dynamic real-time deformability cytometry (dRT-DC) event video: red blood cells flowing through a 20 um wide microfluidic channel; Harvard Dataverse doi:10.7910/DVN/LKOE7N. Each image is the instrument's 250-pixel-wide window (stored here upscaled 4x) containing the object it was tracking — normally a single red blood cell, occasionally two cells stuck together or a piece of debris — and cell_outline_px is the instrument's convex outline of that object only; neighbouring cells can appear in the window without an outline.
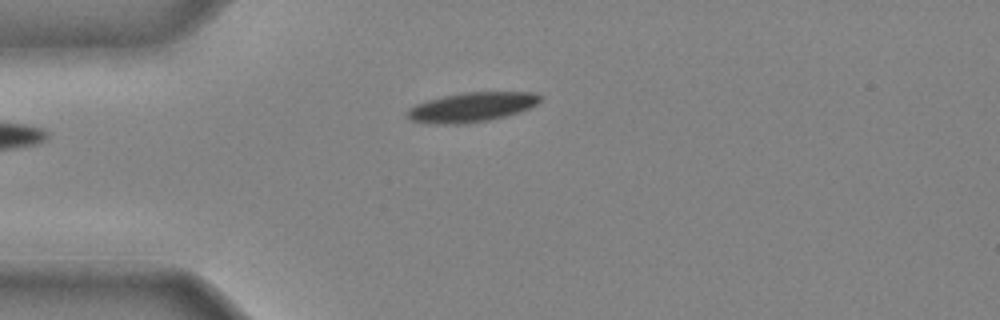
{"species": "common noctule bat (a hibernating species)", "species_latin": "Nyctalus noctula", "temperature_condition": "cold", "stored_images_in_passage": 29, "camera_frame_rate_fps": 3000, "um_per_image_px": 0.085, "animal": {"sex": "male", "body_mass_g": 20.4}, "frame": {"image": 1, "passage_image": 1, "time_ms": 0.0, "image_size_px": [1000, 320], "cell_outline_px": [[540, 100], [536, 104], [520, 112], [488, 120], [468, 124], [428, 124], [412, 120], [404, 116], [404, 112], [408, 108], [416, 104], [428, 100], [444, 96], [464, 92], [532, 92], [540, 96]], "centroid_in_image_um": [40.02, 9.12], "position_along_channel_um": 45.0, "area_um2": 22.95}}
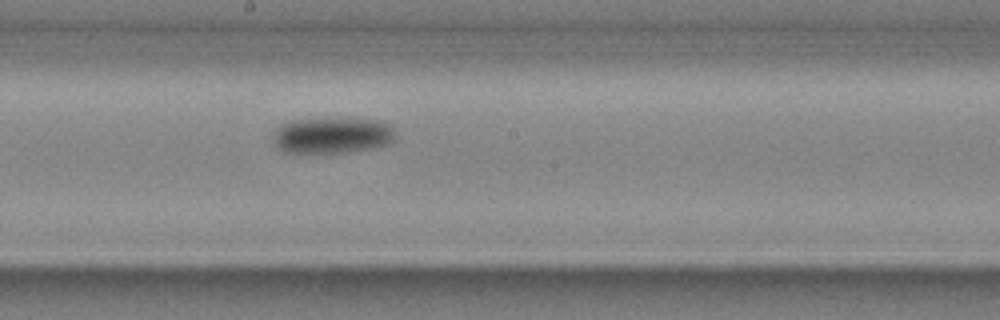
{"frame": {"image": 2, "passage_image": 14, "time_ms": 4.333, "image_size_px": [1000, 320], "cell_outline_px": [[396, 140], [392, 144], [376, 148], [348, 152], [284, 152], [276, 148], [272, 140], [276, 132], [284, 124], [296, 120], [384, 120], [392, 128], [396, 136]], "centroid_in_image_um": [28.33, 11.55], "position_along_channel_um": 219.9, "area_um2": 25.26}}
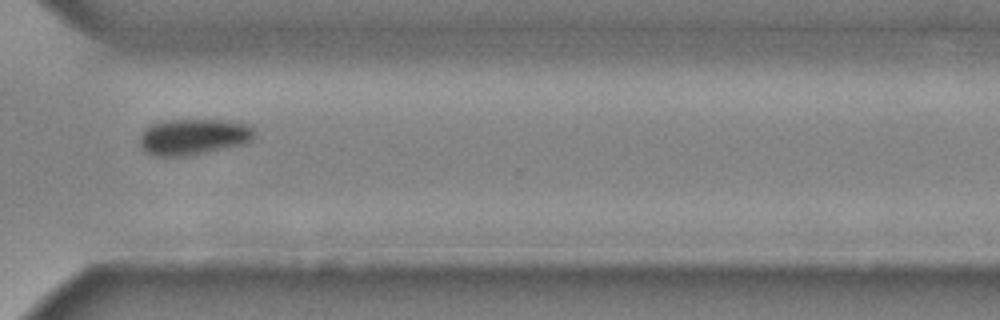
{"frame": {"image": 3, "passage_image": 23, "time_ms": 7.333, "image_size_px": [1000, 320], "cell_outline_px": [[256, 136], [252, 140], [244, 144], [188, 156], [152, 156], [140, 148], [140, 132], [144, 128], [160, 120], [228, 120], [248, 124], [256, 132]], "centroid_in_image_um": [16.43, 11.62], "position_along_channel_um": 354.2, "area_um2": 24.57}}